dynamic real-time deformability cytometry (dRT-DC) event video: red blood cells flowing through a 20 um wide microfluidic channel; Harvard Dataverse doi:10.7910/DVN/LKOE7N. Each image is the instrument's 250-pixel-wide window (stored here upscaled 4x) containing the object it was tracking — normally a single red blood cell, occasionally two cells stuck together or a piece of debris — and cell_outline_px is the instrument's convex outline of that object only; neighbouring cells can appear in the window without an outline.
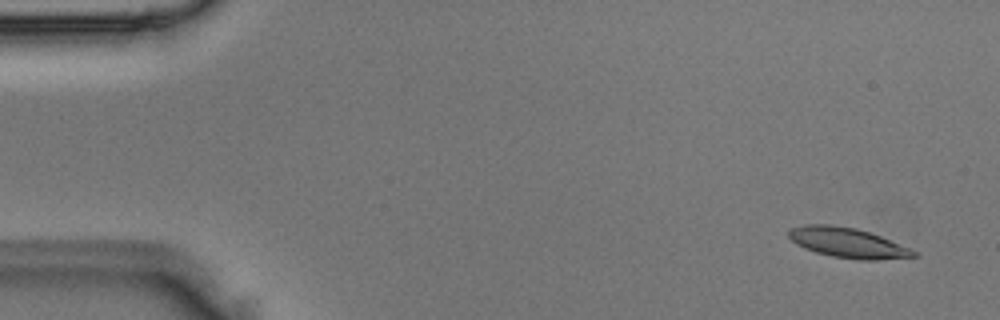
{"species": "Egyptian fruit bat (a non-hibernating species)", "species_latin": "Rousettus aegyptiacus", "temperature_condition": "room temperature", "stored_images_in_passage": 5, "camera_frame_rate_fps": 3000, "um_per_image_px": 0.085, "animal": {"sex": "male"}, "frame": {"image": 1, "passage_image": 1, "time_ms": 0.0, "image_size_px": [1000, 320], "cell_outline_px": [[920, 256], [880, 260], [856, 260], [832, 256], [816, 252], [804, 248], [796, 244], [788, 236], [788, 232], [792, 228], [804, 224], [832, 224], [856, 228], [880, 236], [912, 248], [920, 252]], "centroid_in_image_um": [72.11, 20.64], "position_along_channel_um": 12.9, "area_um2": 22.14}}
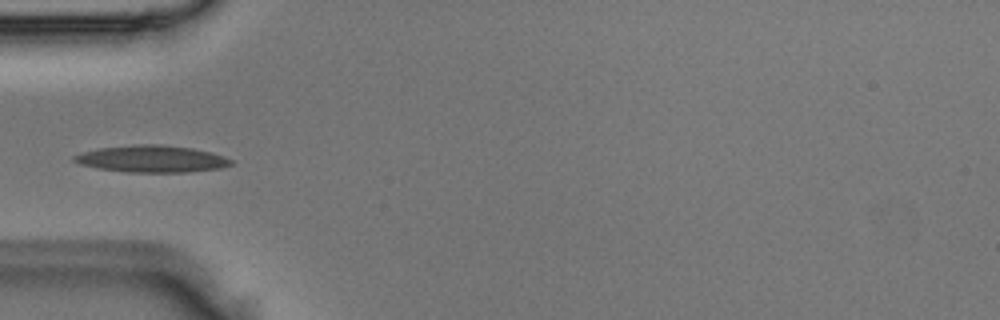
{"frame": {"image": 2, "passage_image": 4, "time_ms": 1.0, "image_size_px": [1000, 320], "cell_outline_px": [[232, 164], [220, 168], [188, 172], [128, 172], [96, 168], [80, 164], [72, 160], [72, 156], [84, 152], [100, 148], [136, 144], [164, 144], [192, 148], [212, 152], [224, 156], [232, 160]], "centroid_in_image_um": [12.91, 13.5], "position_along_channel_um": 72.1, "area_um2": 24.62}}
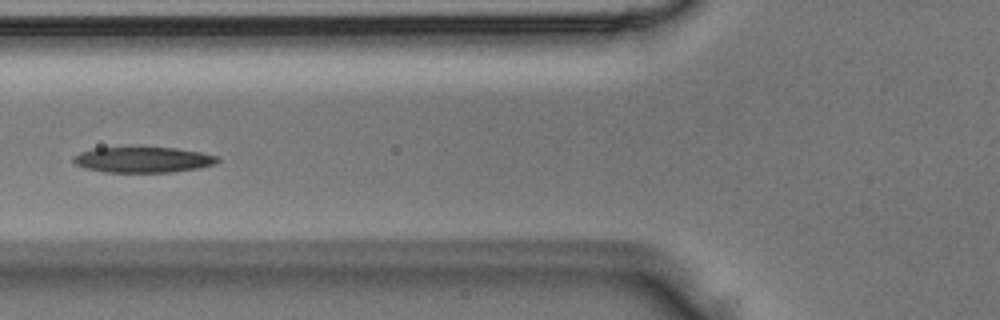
{"frame": {"image": 3, "passage_image": 5, "time_ms": 1.333, "image_size_px": [1000, 320], "cell_outline_px": [[220, 160], [216, 164], [200, 168], [172, 172], [104, 172], [84, 168], [76, 164], [72, 160], [72, 156], [80, 152], [92, 148], [128, 144], [140, 144], [176, 148], [200, 152], [220, 156]], "centroid_in_image_um": [12.13, 13.51], "position_along_channel_um": 113.7, "area_um2": 23.0}}